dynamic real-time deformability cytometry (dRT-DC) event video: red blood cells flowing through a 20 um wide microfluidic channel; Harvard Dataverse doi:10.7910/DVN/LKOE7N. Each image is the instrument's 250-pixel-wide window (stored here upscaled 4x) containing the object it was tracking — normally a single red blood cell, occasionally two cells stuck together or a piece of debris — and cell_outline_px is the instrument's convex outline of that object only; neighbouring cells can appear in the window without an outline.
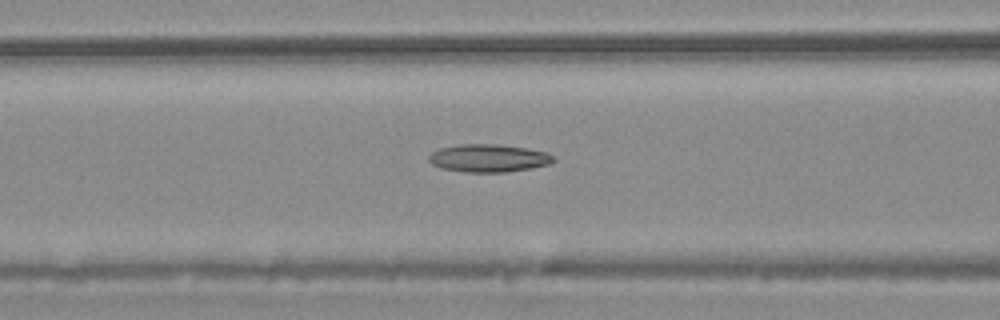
{"species": "common noctule bat (a hibernating species)", "species_latin": "Nyctalus noctula", "temperature_condition": "warm", "stored_images_in_passage": 37, "camera_frame_rate_fps": 3000, "um_per_image_px": 0.085, "animal": {"sex": "male", "body_mass_g": 20.4}, "frame": {"image": 1, "passage_image": 5, "time_ms": 1.333, "image_size_px": [1000, 320], "cell_outline_px": [[556, 160], [548, 164], [532, 168], [504, 172], [464, 172], [440, 168], [432, 164], [428, 160], [428, 156], [432, 152], [440, 148], [460, 144], [496, 144], [528, 148], [548, 152], [556, 156]], "centroid_in_image_um": [41.55, 13.44], "position_along_channel_um": 125.1, "area_um2": 20.4}}
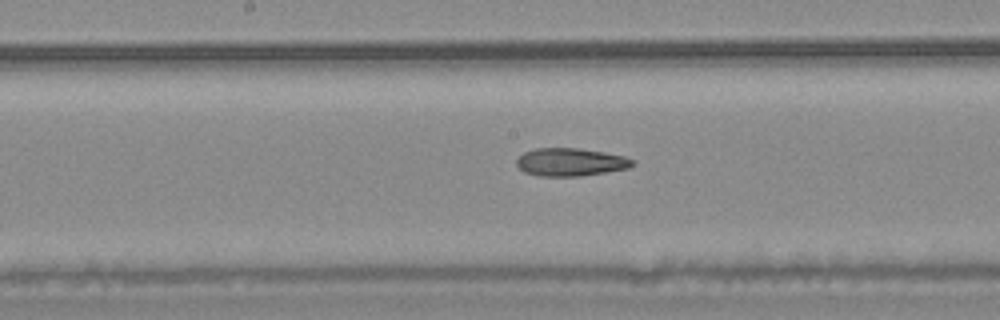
{"frame": {"image": 2, "passage_image": 11, "time_ms": 3.333, "image_size_px": [1000, 320], "cell_outline_px": [[636, 164], [628, 168], [580, 176], [540, 176], [524, 172], [516, 164], [516, 160], [524, 152], [536, 148], [576, 148], [604, 152], [624, 156], [636, 160]], "centroid_in_image_um": [48.51, 13.77], "position_along_channel_um": 199.7, "area_um2": 18.84}}
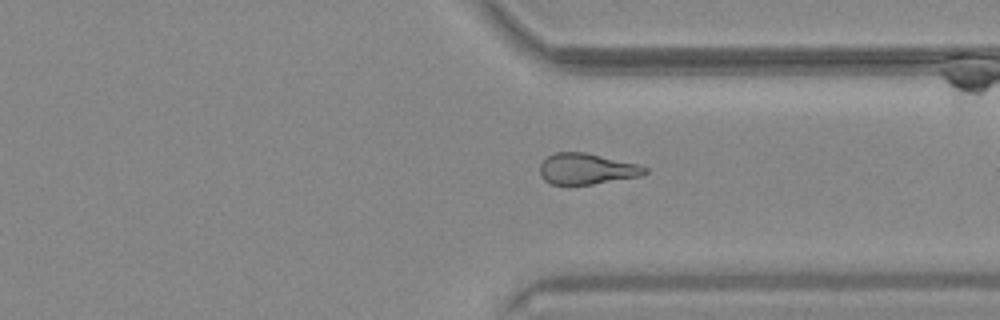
{"frame": {"image": 3, "passage_image": 24, "time_ms": 7.667, "image_size_px": [1000, 320], "cell_outline_px": [[648, 172], [640, 176], [592, 184], [552, 184], [544, 180], [540, 176], [540, 164], [548, 156], [556, 152], [584, 152], [636, 164], [648, 168]], "centroid_in_image_um": [49.84, 14.35], "position_along_channel_um": 361.6, "area_um2": 18.67}}